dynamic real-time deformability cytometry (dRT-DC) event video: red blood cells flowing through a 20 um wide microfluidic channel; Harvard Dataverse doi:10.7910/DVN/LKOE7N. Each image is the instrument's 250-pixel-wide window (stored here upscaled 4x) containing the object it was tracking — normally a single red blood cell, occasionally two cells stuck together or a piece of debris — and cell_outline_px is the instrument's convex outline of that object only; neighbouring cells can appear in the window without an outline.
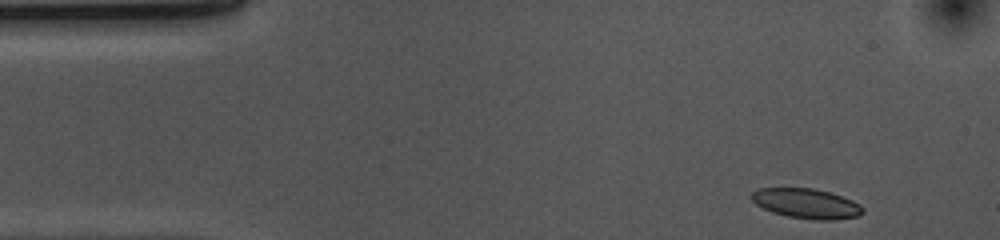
{"species": "common noctule bat (a hibernating species)", "species_latin": "Nyctalus noctula", "temperature_condition": "cold", "stored_images_in_passage": 40, "camera_frame_rate_fps": 3000, "um_per_image_px": 0.085, "animal": {"sex": "female", "body_mass_g": 10.0, "forearm_length_mm": 53.1}, "frame": {"image": 1, "passage_image": 1, "time_ms": 0.0, "image_size_px": [1000, 240], "cell_outline_px": [[864, 212], [860, 216], [832, 220], [816, 220], [788, 216], [772, 212], [756, 204], [752, 200], [752, 192], [760, 188], [812, 188], [828, 192], [852, 200], [860, 204], [864, 208]], "centroid_in_image_um": [68.58, 17.3], "position_along_channel_um": 16.4, "area_um2": 19.25}}
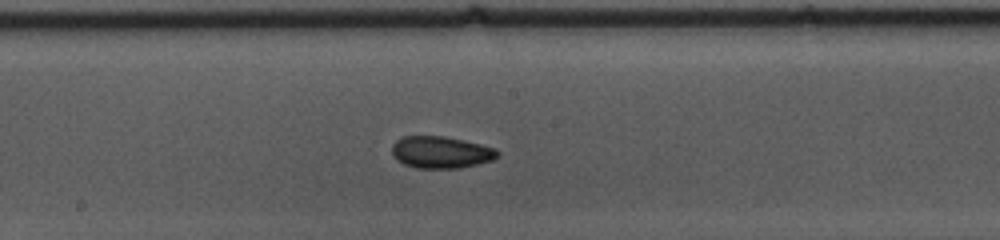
{"frame": {"image": 2, "passage_image": 23, "time_ms": 7.333, "image_size_px": [1000, 240], "cell_outline_px": [[500, 152], [492, 160], [460, 168], [416, 168], [404, 164], [396, 160], [392, 156], [392, 144], [396, 140], [404, 136], [444, 136], [464, 140], [496, 148]], "centroid_in_image_um": [37.45, 12.94], "position_along_channel_um": 210.8, "area_um2": 19.71}}
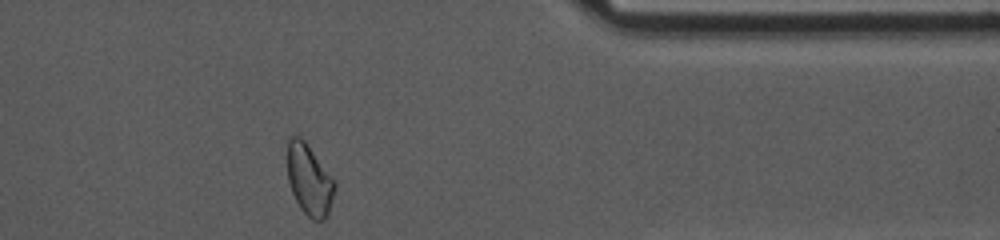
{"frame": {"image": 3, "passage_image": 39, "time_ms": 12.667, "image_size_px": [1000, 240], "cell_outline_px": [[336, 184], [328, 216], [324, 220], [312, 220], [300, 208], [292, 192], [288, 180], [288, 140], [292, 136], [300, 136], [308, 144], [336, 180]], "centroid_in_image_um": [26.32, 15.28], "position_along_channel_um": 385.1, "area_um2": 19.71}, "authors_computed_cell_mechanics": {"area_um2": 19.3052, "velocity_mm_per_s": 3.6798, "shape_relaxation_time_tau1_ms": null, "shape_relaxation_time_tau2_ms": 2.6419, "deformation_change_tau1": null, "deformation_change_tau2": 0.064}}